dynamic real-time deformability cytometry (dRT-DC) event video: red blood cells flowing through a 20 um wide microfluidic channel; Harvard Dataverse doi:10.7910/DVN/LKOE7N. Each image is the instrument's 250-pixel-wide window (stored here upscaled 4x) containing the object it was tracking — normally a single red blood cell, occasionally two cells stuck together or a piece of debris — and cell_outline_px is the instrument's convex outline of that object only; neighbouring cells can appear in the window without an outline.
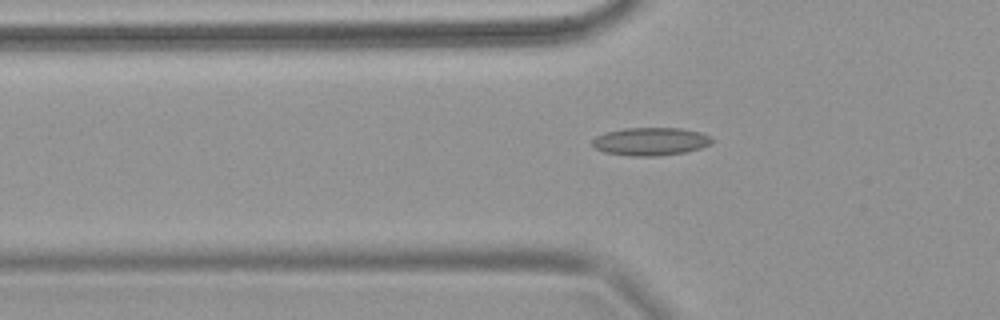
{"species": "common noctule bat (a hibernating species)", "species_latin": "Nyctalus noctula", "temperature_condition": "warm", "stored_images_in_passage": 9, "camera_frame_rate_fps": 3000, "um_per_image_px": 0.085, "animal": {"sex": "female", "body_mass_g": 18.4}, "frame": {"image": 1, "passage_image": 9, "time_ms": 2.667, "image_size_px": [1000, 320], "cell_outline_px": [[716, 140], [712, 144], [700, 148], [684, 152], [660, 156], [628, 156], [604, 152], [592, 148], [592, 140], [596, 136], [604, 132], [624, 128], [680, 128], [700, 132], [712, 136]], "centroid_in_image_um": [55.3, 12.02], "position_along_channel_um": 70.5, "area_um2": 19.88}}